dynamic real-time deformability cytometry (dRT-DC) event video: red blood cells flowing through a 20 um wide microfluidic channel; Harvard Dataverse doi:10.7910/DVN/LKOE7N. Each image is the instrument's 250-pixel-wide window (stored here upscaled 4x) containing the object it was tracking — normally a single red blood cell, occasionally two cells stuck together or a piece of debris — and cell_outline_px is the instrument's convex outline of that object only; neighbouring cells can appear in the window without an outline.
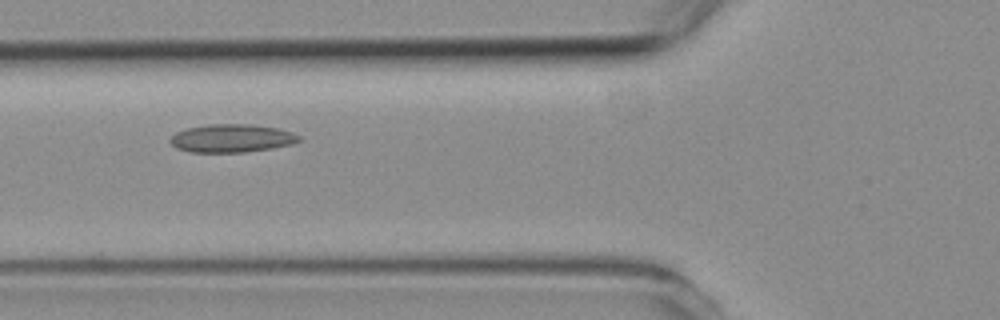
{"species": "common noctule bat (a hibernating species)", "species_latin": "Nyctalus noctula", "temperature_condition": "room temperature", "stored_images_in_passage": 5, "camera_frame_rate_fps": 3000, "um_per_image_px": 0.085, "animal": {"sex": "female", "body_mass_g": 19.3, "forearm_length_mm": 54.1}, "frame": {"image": 1, "passage_image": 3, "time_ms": 2.0, "image_size_px": [1000, 320], "cell_outline_px": [[300, 140], [292, 144], [272, 148], [244, 152], [188, 152], [176, 148], [172, 144], [172, 136], [176, 132], [188, 128], [208, 124], [252, 124], [276, 128], [292, 132], [300, 136]], "centroid_in_image_um": [19.71, 11.75], "position_along_channel_um": 106.1, "area_um2": 20.98}}
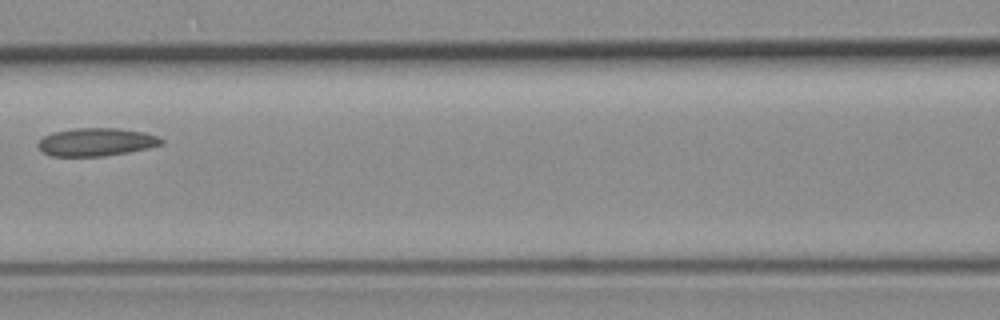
{"frame": {"image": 2, "passage_image": 4, "time_ms": 3.333, "image_size_px": [1000, 320], "cell_outline_px": [[164, 144], [128, 152], [104, 156], [52, 156], [44, 152], [36, 144], [44, 136], [52, 132], [72, 128], [116, 128], [144, 132], [156, 136], [164, 140]], "centroid_in_image_um": [8.17, 12.06], "position_along_channel_um": 158.4, "area_um2": 20.06}}
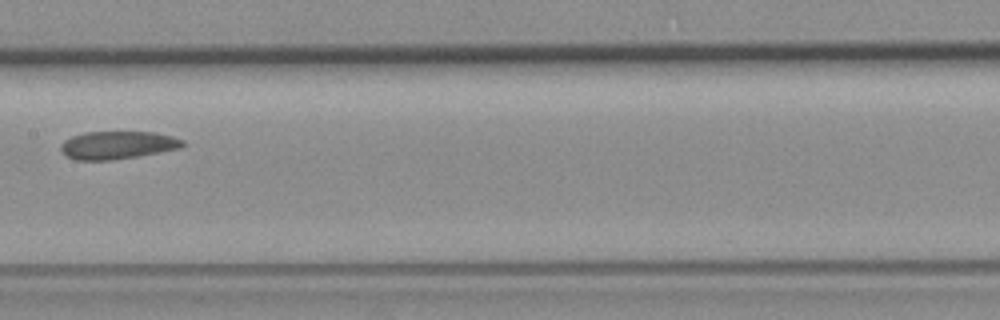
{"frame": {"image": 3, "passage_image": 5, "time_ms": 4.333, "image_size_px": [1000, 320], "cell_outline_px": [[184, 144], [180, 148], [136, 156], [112, 160], [76, 160], [68, 156], [60, 148], [60, 144], [64, 140], [72, 136], [84, 132], [156, 132], [172, 136], [184, 140]], "centroid_in_image_um": [9.98, 12.32], "position_along_channel_um": 197.4, "area_um2": 19.65}}